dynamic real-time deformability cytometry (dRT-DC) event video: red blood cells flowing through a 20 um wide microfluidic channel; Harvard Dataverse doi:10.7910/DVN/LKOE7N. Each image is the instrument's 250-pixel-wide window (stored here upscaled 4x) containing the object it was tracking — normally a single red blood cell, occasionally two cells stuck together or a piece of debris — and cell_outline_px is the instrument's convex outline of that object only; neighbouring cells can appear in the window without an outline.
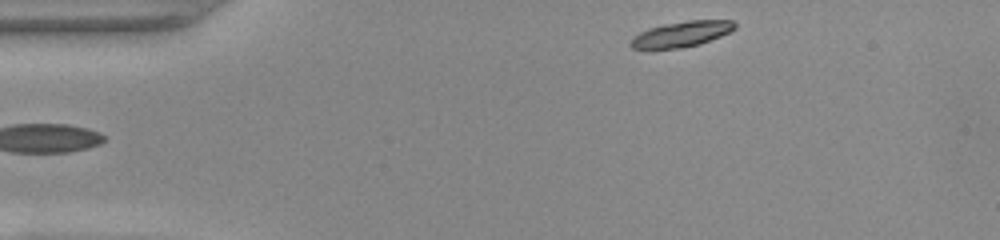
{"species": "common noctule bat (a hibernating species)", "species_latin": "Nyctalus noctula", "temperature_condition": "warm", "stored_images_in_passage": 45, "camera_frame_rate_fps": 3000, "um_per_image_px": 0.085, "animal": {"sex": "female", "body_mass_g": 22.0, "forearm_length_mm": 56.7}, "frame": {"image": 1, "passage_image": 1, "time_ms": 0.0, "image_size_px": [1000, 240], "cell_outline_px": [[736, 28], [720, 36], [700, 44], [684, 48], [632, 48], [628, 44], [632, 36], [648, 28], [664, 24], [688, 20], [732, 20], [736, 24]], "centroid_in_image_um": [57.91, 2.89], "position_along_channel_um": 27.1, "area_um2": 15.49}}
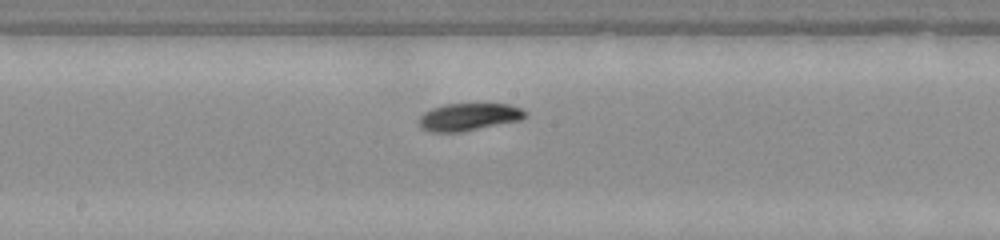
{"frame": {"image": 2, "passage_image": 20, "time_ms": 6.333, "image_size_px": [1000, 240], "cell_outline_px": [[528, 116], [520, 120], [460, 132], [432, 132], [420, 128], [420, 116], [424, 112], [432, 108], [444, 104], [508, 104], [524, 108], [528, 112]], "centroid_in_image_um": [39.89, 9.93], "position_along_channel_um": 208.3, "area_um2": 17.05}}
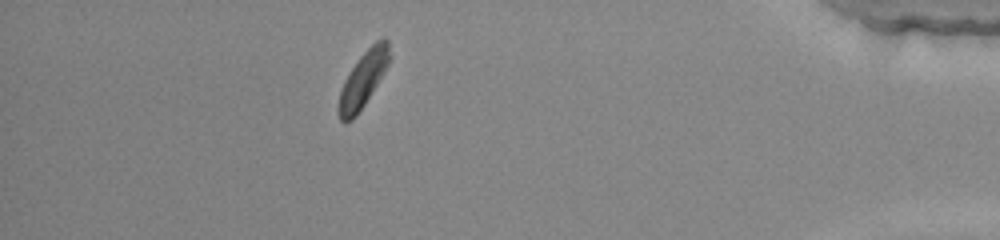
{"frame": {"image": 3, "passage_image": 39, "time_ms": 12.667, "image_size_px": [1000, 240], "cell_outline_px": [[392, 56], [384, 72], [364, 104], [352, 120], [344, 124], [340, 120], [340, 92], [344, 80], [360, 56], [376, 40], [384, 36], [388, 40]], "centroid_in_image_um": [30.91, 6.68], "position_along_channel_um": 404.3, "area_um2": 16.13}, "authors_computed_cell_mechanics": {"area_um2": 16.5886, "velocity_mm_per_s": 3.8666, "shape_relaxation_time_tau1_ms": 3.5595, "shape_relaxation_time_tau2_ms": null, "deformation_change_tau1": 0.1017, "deformation_change_tau2": null}}